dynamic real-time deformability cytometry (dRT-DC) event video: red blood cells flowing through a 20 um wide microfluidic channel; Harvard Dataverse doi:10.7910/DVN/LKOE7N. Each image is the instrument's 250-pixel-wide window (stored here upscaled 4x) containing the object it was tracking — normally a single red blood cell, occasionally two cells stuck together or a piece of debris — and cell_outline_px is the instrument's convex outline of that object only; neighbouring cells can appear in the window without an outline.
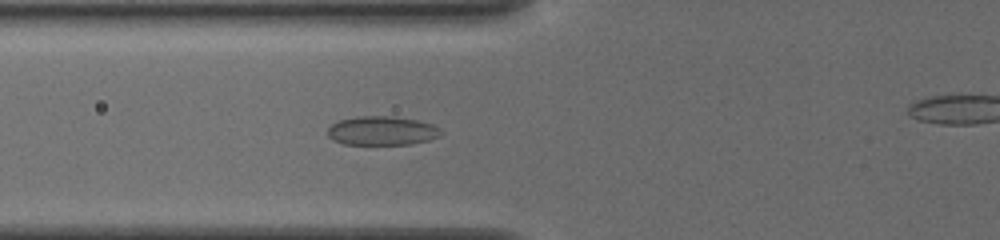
{"species": "common noctule bat (a hibernating species)", "species_latin": "Nyctalus noctula", "temperature_condition": "cold", "stored_images_in_passage": 38, "camera_frame_rate_fps": 3000, "um_per_image_px": 0.085, "animal": {"sex": "female", "body_mass_g": 19.5, "forearm_length_mm": 54.1}, "frame": {"image": 1, "passage_image": 10, "time_ms": 3.0, "image_size_px": [1000, 240], "cell_outline_px": [[444, 132], [440, 136], [428, 140], [412, 144], [344, 144], [332, 140], [328, 136], [328, 128], [332, 124], [340, 120], [356, 116], [392, 116], [416, 120], [432, 124], [440, 128]], "centroid_in_image_um": [32.48, 11.11], "position_along_channel_um": 93.3, "area_um2": 19.19}}
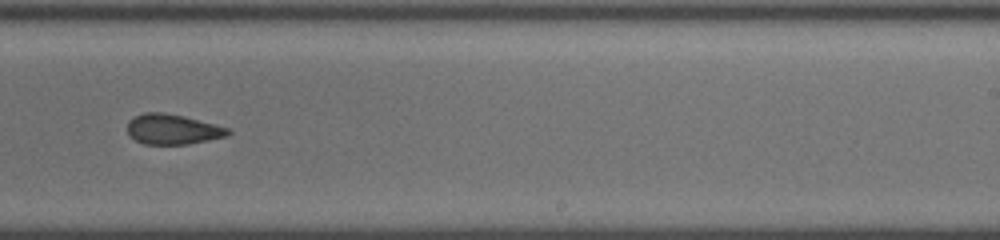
{"frame": {"image": 2, "passage_image": 24, "time_ms": 7.667, "image_size_px": [1000, 240], "cell_outline_px": [[232, 132], [228, 136], [188, 144], [144, 144], [136, 140], [128, 132], [128, 120], [144, 112], [164, 112], [184, 116], [216, 124], [228, 128]], "centroid_in_image_um": [14.7, 10.98], "position_along_channel_um": 274.3, "area_um2": 17.69}}
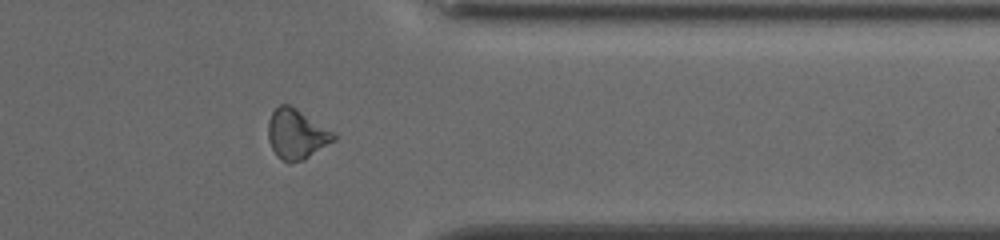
{"frame": {"image": 3, "passage_image": 33, "time_ms": 10.667, "image_size_px": [1000, 240], "cell_outline_px": [[336, 140], [304, 160], [288, 164], [280, 160], [276, 156], [268, 140], [268, 120], [272, 112], [280, 104], [288, 104], [296, 108], [336, 132]], "centroid_in_image_um": [25.21, 11.42], "position_along_channel_um": 386.2, "area_um2": 19.48}}